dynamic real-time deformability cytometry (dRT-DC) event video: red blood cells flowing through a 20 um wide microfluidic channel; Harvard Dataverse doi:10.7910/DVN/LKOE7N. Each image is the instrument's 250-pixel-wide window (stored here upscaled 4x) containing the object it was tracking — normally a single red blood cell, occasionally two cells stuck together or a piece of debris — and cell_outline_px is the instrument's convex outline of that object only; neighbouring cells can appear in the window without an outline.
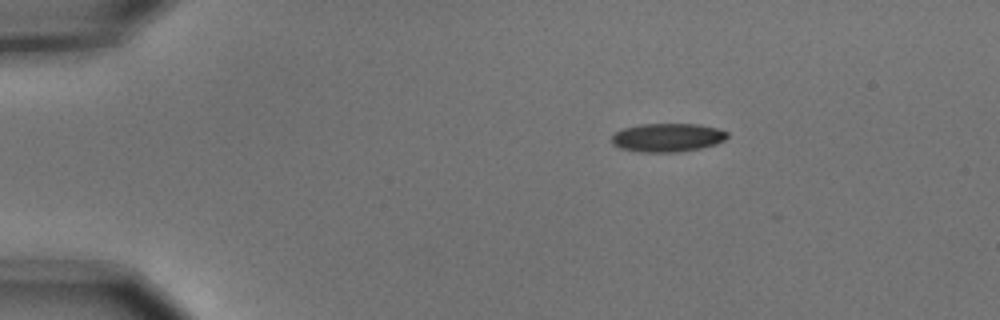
{"species": "common noctule bat (a hibernating species)", "species_latin": "Nyctalus noctula", "temperature_condition": "cold", "stored_images_in_passage": 3, "camera_frame_rate_fps": 3000, "um_per_image_px": 0.085, "animal": {"sex": "male", "body_mass_g": 15.6}, "frame": {"image": 1, "passage_image": 1, "time_ms": 0.0, "image_size_px": [1000, 320], "cell_outline_px": [[728, 136], [724, 140], [716, 144], [700, 148], [676, 152], [640, 152], [620, 148], [612, 144], [612, 136], [616, 132], [624, 128], [640, 124], [700, 124], [716, 128], [728, 132]], "centroid_in_image_um": [56.73, 11.69], "position_along_channel_um": 28.3, "area_um2": 19.19}}